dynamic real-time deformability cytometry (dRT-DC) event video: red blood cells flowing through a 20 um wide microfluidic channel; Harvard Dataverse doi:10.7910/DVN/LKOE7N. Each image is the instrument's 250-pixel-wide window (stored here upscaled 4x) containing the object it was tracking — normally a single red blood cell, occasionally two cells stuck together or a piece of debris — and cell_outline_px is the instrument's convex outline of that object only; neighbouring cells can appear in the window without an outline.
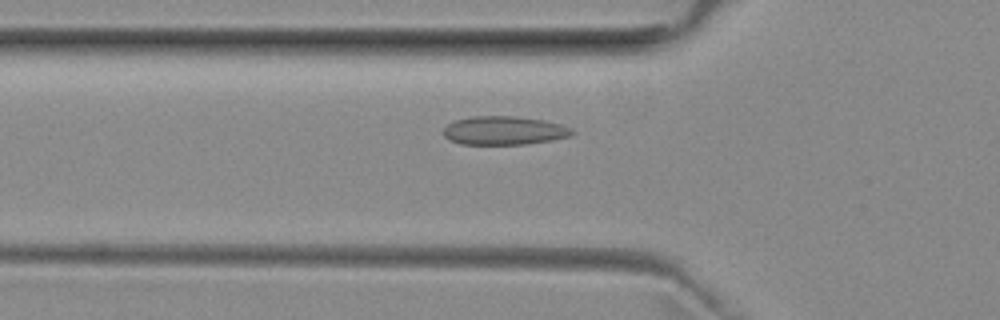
{"species": "common noctule bat (a hibernating species)", "species_latin": "Nyctalus noctula", "temperature_condition": "room temperature", "stored_images_in_passage": 52, "camera_frame_rate_fps": 3000, "um_per_image_px": 0.085, "animal": {"sex": "female", "body_mass_g": 29.2, "forearm_length_mm": 56.3}, "frame": {"image": 1, "passage_image": 18, "time_ms": 5.667, "image_size_px": [1000, 320], "cell_outline_px": [[576, 132], [568, 136], [552, 140], [524, 144], [460, 144], [448, 140], [444, 136], [444, 128], [448, 124], [456, 120], [472, 116], [512, 116], [544, 120], [560, 124], [572, 128]], "centroid_in_image_um": [42.84, 11.1], "position_along_channel_um": 83.0, "area_um2": 21.39}}
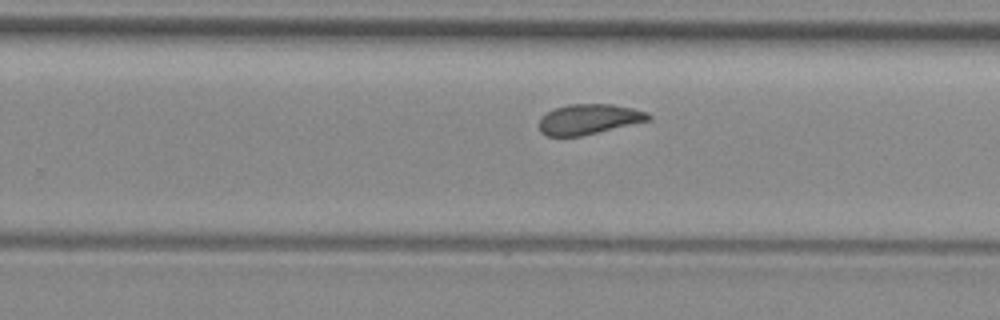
{"frame": {"image": 2, "passage_image": 33, "time_ms": 10.667, "image_size_px": [1000, 320], "cell_outline_px": [[652, 120], [580, 136], [548, 136], [540, 132], [540, 116], [556, 108], [568, 104], [612, 104], [632, 108], [648, 112], [652, 116]], "centroid_in_image_um": [50.08, 10.13], "position_along_channel_um": 279.7, "area_um2": 19.25}}
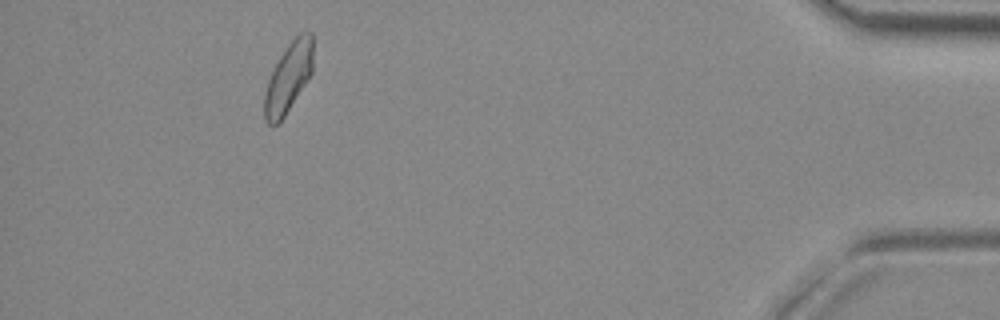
{"frame": {"image": 3, "passage_image": 48, "time_ms": 15.667, "image_size_px": [1000, 320], "cell_outline_px": [[312, 72], [284, 116], [276, 124], [268, 124], [264, 120], [264, 96], [268, 80], [280, 56], [288, 44], [300, 32], [312, 32]], "centroid_in_image_um": [24.5, 6.58], "position_along_channel_um": 410.7, "area_um2": 19.25}, "authors_computed_cell_mechanics": {"area_um2": 20.23, "velocity_mm_per_s": 3.9392, "shape_relaxation_time_tau1_ms": null, "shape_relaxation_time_tau2_ms": 2.0036, "deformation_change_tau1": null, "deformation_change_tau2": 0.0904}}